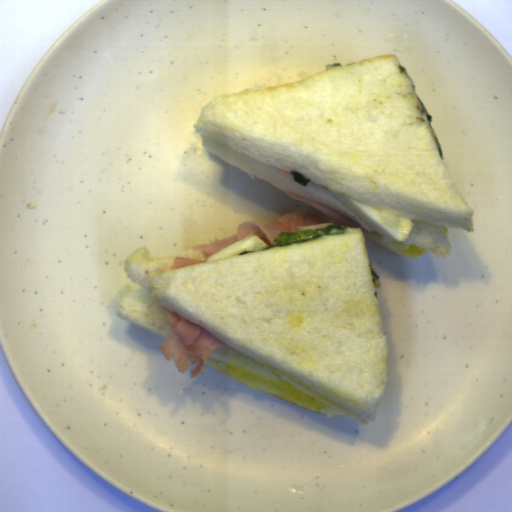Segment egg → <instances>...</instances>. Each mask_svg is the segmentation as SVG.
<instances>
[{
  "label": "egg",
  "mask_w": 512,
  "mask_h": 512,
  "mask_svg": "<svg viewBox=\"0 0 512 512\" xmlns=\"http://www.w3.org/2000/svg\"><path fill=\"white\" fill-rule=\"evenodd\" d=\"M328 192V191H327ZM349 210H351L357 217H359L365 224L372 230L382 236L383 242L398 241L403 242L406 240L410 233L411 228L415 225L412 219L401 217L398 215V226H388L380 218L378 209L366 205L364 203L352 200L350 198L341 196L334 192H328Z\"/></svg>",
  "instance_id": "egg-1"
},
{
  "label": "egg",
  "mask_w": 512,
  "mask_h": 512,
  "mask_svg": "<svg viewBox=\"0 0 512 512\" xmlns=\"http://www.w3.org/2000/svg\"><path fill=\"white\" fill-rule=\"evenodd\" d=\"M270 247L256 235L243 237L225 248L210 255L207 262L218 260L232 255H240L242 251H259ZM206 262V263H207Z\"/></svg>",
  "instance_id": "egg-2"
}]
</instances>
